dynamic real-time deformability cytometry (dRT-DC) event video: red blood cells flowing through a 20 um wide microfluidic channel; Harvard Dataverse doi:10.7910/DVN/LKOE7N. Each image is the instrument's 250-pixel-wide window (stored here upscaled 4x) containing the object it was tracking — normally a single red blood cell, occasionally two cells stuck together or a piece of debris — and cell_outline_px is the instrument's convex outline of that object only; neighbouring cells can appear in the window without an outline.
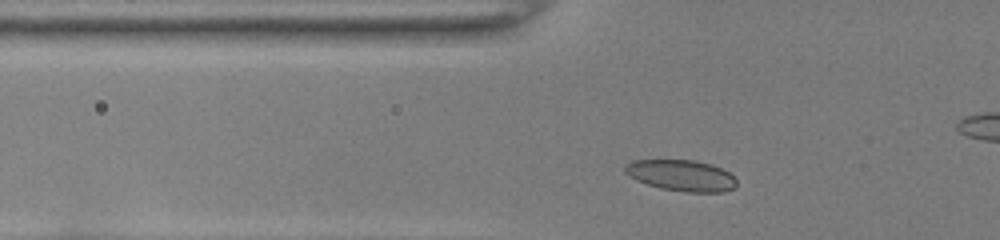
{"species": "common noctule bat (a hibernating species)", "species_latin": "Nyctalus noctula", "temperature_condition": "room temperature", "stored_images_in_passage": 41, "camera_frame_rate_fps": 3000, "um_per_image_px": 0.085, "animal": {"sex": "female", "body_mass_g": 22.0, "forearm_length_mm": 56.7}, "frame": {"image": 1, "passage_image": 11, "time_ms": 3.333, "image_size_px": [1000, 240], "cell_outline_px": [[736, 188], [724, 192], [684, 192], [660, 188], [636, 180], [624, 172], [624, 164], [632, 160], [692, 160], [708, 164], [720, 168], [728, 172], [736, 180]], "centroid_in_image_um": [57.89, 14.92], "position_along_channel_um": 67.9, "area_um2": 20.23}}
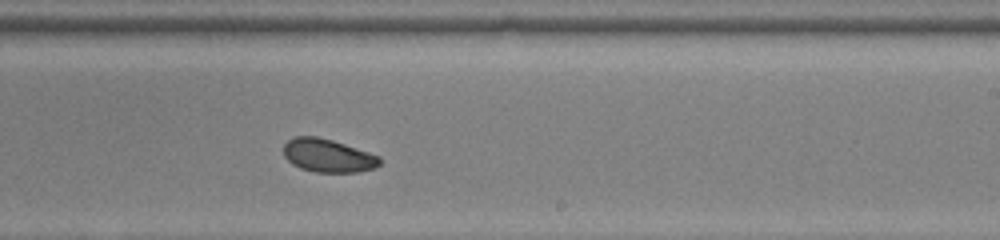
{"frame": {"image": 2, "passage_image": 26, "time_ms": 8.333, "image_size_px": [1000, 240], "cell_outline_px": [[380, 164], [376, 168], [356, 172], [316, 172], [300, 168], [292, 164], [284, 156], [284, 144], [292, 136], [316, 136], [332, 140], [380, 156]], "centroid_in_image_um": [27.86, 13.22], "position_along_channel_um": 261.1, "area_um2": 18.61}}
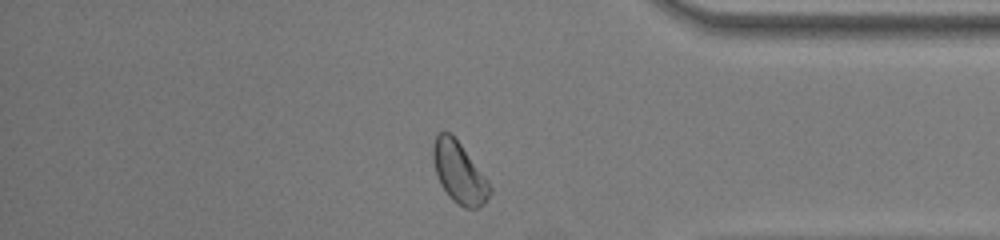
{"frame": {"image": 3, "passage_image": 37, "time_ms": 12.0, "image_size_px": [1000, 240], "cell_outline_px": [[492, 192], [484, 204], [476, 208], [464, 208], [452, 200], [448, 196], [440, 184], [436, 172], [432, 156], [432, 148], [436, 132], [448, 132], [460, 144], [492, 188]], "centroid_in_image_um": [39.0, 14.7], "position_along_channel_um": 396.2, "area_um2": 19.83}, "authors_computed_cell_mechanics": {"area_um2": 19.3052, "velocity_mm_per_s": 3.9871, "shape_relaxation_time_tau1_ms": 6.0136, "shape_relaxation_time_tau2_ms": 4.7445, "deformation_change_tau1": 0.1193, "deformation_change_tau2": 0.0788}}